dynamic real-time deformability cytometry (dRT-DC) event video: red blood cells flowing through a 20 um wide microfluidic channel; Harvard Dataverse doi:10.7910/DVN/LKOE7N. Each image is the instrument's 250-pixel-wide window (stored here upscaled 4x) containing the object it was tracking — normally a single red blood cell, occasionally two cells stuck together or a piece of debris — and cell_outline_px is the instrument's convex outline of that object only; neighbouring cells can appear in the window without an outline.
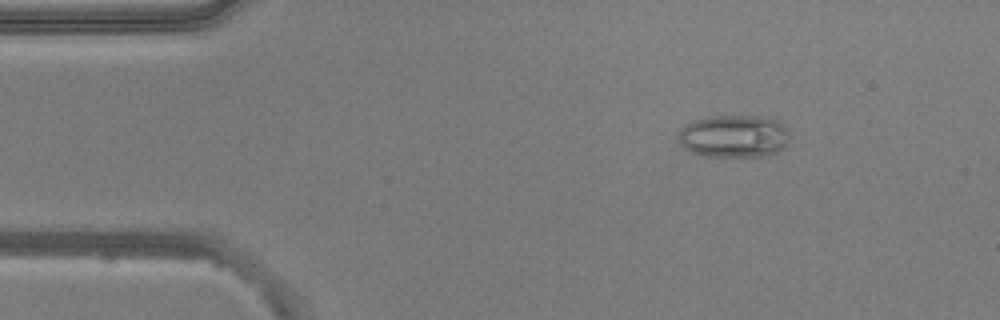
{"species": "common noctule bat (a hibernating species)", "species_latin": "Nyctalus noctula", "temperature_condition": "warm", "stored_images_in_passage": 52, "camera_frame_rate_fps": 3000, "um_per_image_px": 0.085, "animal": {"sex": "male", "body_mass_g": 20.5, "forearm_length_mm": 52.5}, "frame": {"image": 1, "passage_image": 7, "time_ms": 2.0, "image_size_px": [1000, 320], "cell_outline_px": [[788, 136], [784, 148], [768, 156], [704, 156], [692, 152], [684, 148], [680, 144], [680, 132], [684, 124], [692, 120], [708, 116], [756, 116], [780, 120], [788, 128]], "centroid_in_image_um": [62.4, 11.57], "position_along_channel_um": 22.6, "area_um2": 27.8}}
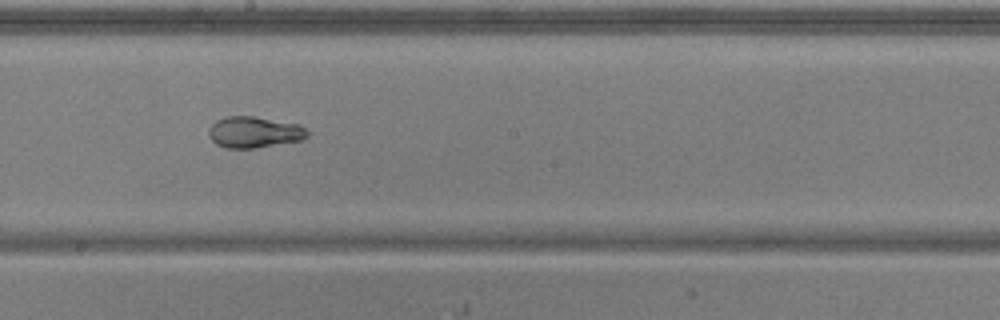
{"frame": {"image": 2, "passage_image": 28, "time_ms": 9.0, "image_size_px": [1000, 320], "cell_outline_px": [[308, 136], [304, 140], [252, 148], [224, 148], [216, 144], [208, 136], [208, 128], [216, 120], [224, 116], [252, 116], [300, 124], [308, 132]], "centroid_in_image_um": [21.59, 11.23], "position_along_channel_um": 226.6, "area_um2": 18.09}}
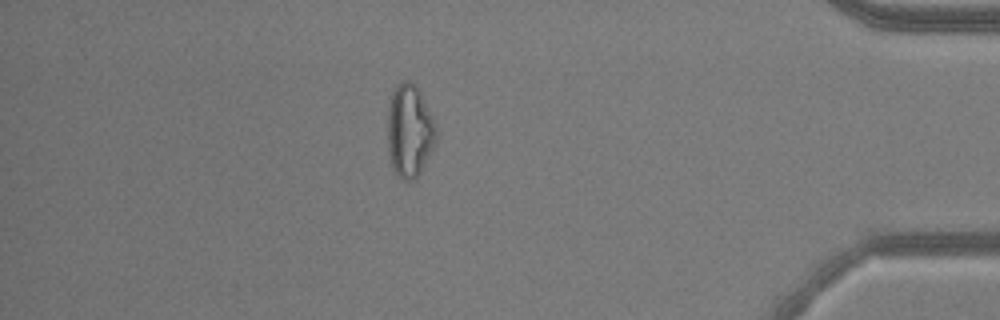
{"frame": {"image": 3, "passage_image": 45, "time_ms": 14.667, "image_size_px": [1000, 320], "cell_outline_px": [[436, 144], [416, 180], [404, 180], [396, 176], [392, 168], [388, 152], [388, 108], [392, 92], [396, 84], [404, 80], [408, 80], [420, 92], [436, 124]], "centroid_in_image_um": [34.81, 11.17], "position_along_channel_um": 400.4, "area_um2": 26.47}, "authors_computed_cell_mechanics": {"area_um2": 23.5246, "velocity_mm_per_s": 3.8399, "shape_relaxation_time_tau1_ms": 7.3618, "shape_relaxation_time_tau2_ms": 2.2648, "deformation_change_tau1": 0.2014, "deformation_change_tau2": 0.0715}}